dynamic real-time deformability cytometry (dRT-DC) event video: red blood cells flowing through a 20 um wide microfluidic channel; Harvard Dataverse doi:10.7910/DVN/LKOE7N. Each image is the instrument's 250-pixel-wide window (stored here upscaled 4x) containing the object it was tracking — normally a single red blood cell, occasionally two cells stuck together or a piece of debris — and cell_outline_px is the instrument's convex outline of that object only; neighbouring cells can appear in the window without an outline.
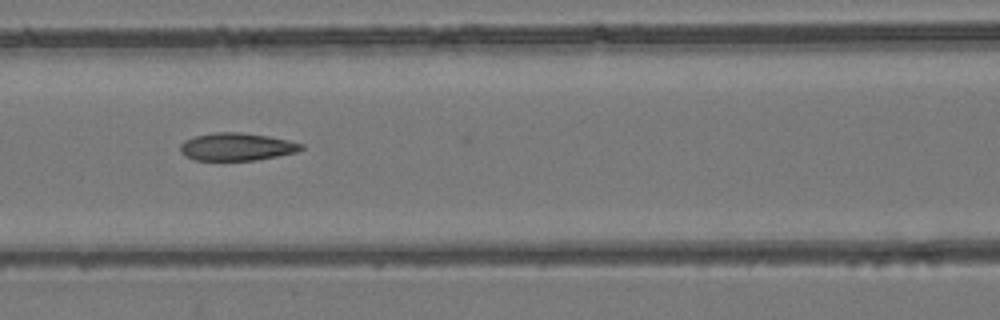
{"species": "common noctule bat (a hibernating species)", "species_latin": "Nyctalus noctula", "temperature_condition": "room temperature", "stored_images_in_passage": 7, "camera_frame_rate_fps": 3000, "um_per_image_px": 0.085, "animal": {"sex": "female", "body_mass_g": 24.6, "forearm_length_mm": 56.2}, "frame": {"image": 1, "passage_image": 5, "time_ms": 4.333, "image_size_px": [1000, 320], "cell_outline_px": [[304, 148], [296, 152], [256, 160], [196, 160], [184, 156], [180, 152], [180, 144], [184, 140], [196, 136], [216, 132], [240, 132], [268, 136], [288, 140], [304, 144]], "centroid_in_image_um": [20.1, 12.47], "position_along_channel_um": 146.5, "area_um2": 19.48}}
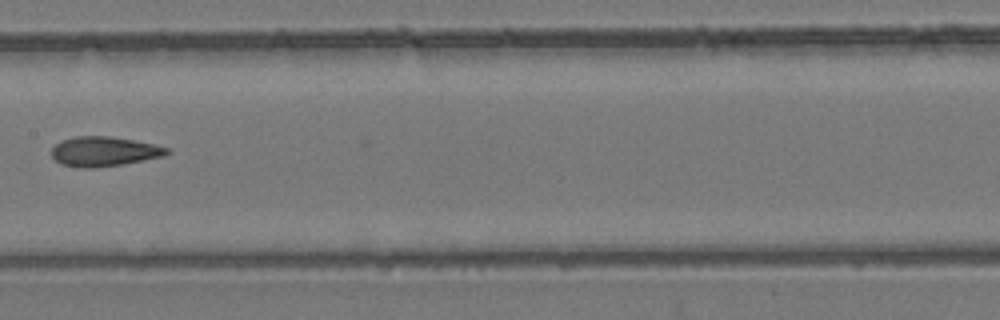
{"frame": {"image": 2, "passage_image": 6, "time_ms": 5.667, "image_size_px": [1000, 320], "cell_outline_px": [[172, 152], [164, 156], [120, 164], [92, 168], [84, 168], [60, 164], [52, 156], [52, 148], [56, 144], [64, 140], [76, 136], [108, 136], [132, 140], [152, 144], [168, 148]], "centroid_in_image_um": [8.84, 12.87], "position_along_channel_um": 198.6, "area_um2": 19.59}}
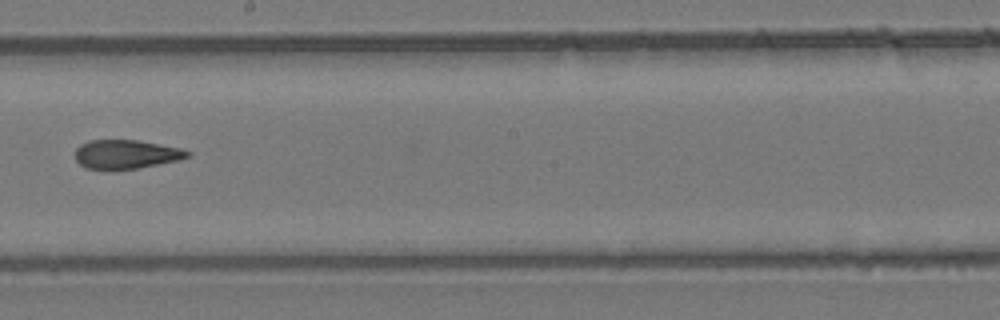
{"frame": {"image": 3, "passage_image": 7, "time_ms": 6.667, "image_size_px": [1000, 320], "cell_outline_px": [[192, 152], [188, 156], [176, 160], [136, 168], [84, 168], [76, 160], [76, 148], [80, 144], [88, 140], [136, 140], [180, 148]], "centroid_in_image_um": [10.68, 13.09], "position_along_channel_um": 237.5, "area_um2": 18.38}}